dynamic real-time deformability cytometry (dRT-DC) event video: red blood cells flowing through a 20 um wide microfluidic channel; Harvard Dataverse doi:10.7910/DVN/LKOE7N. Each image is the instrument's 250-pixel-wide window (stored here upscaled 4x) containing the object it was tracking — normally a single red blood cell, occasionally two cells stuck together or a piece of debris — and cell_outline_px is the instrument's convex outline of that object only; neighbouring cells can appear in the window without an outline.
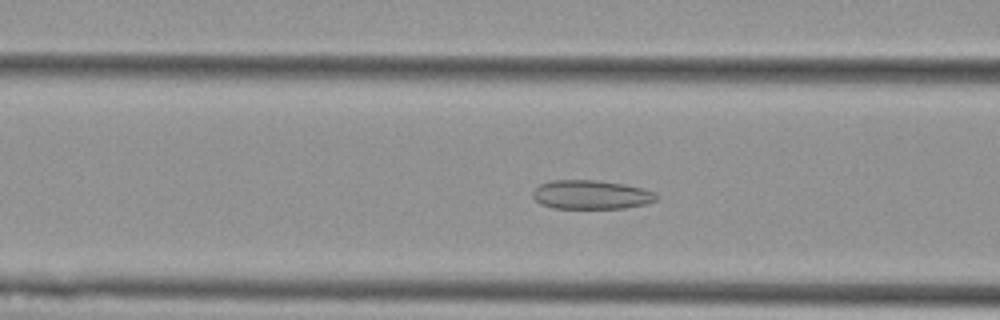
{"species": "Egyptian fruit bat (a non-hibernating species)", "species_latin": "Rousettus aegyptiacus", "temperature_condition": "cold", "stored_images_in_passage": 46, "camera_frame_rate_fps": 3000, "um_per_image_px": 0.085, "animal": {"sex": "female"}, "frame": {"image": 1, "passage_image": 13, "time_ms": 4.0, "image_size_px": [1000, 320], "cell_outline_px": [[660, 196], [656, 200], [648, 204], [624, 208], [552, 208], [540, 204], [532, 196], [532, 192], [540, 184], [552, 180], [596, 180], [624, 184], [644, 188], [656, 192]], "centroid_in_image_um": [50.29, 16.55], "position_along_channel_um": 116.3, "area_um2": 21.1}}
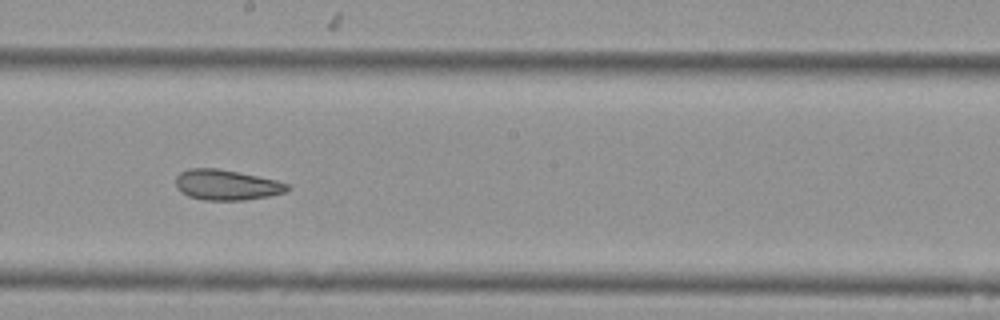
{"frame": {"image": 2, "passage_image": 22, "time_ms": 7.0, "image_size_px": [1000, 320], "cell_outline_px": [[292, 188], [284, 192], [268, 196], [244, 200], [204, 200], [188, 196], [180, 192], [176, 188], [176, 176], [180, 172], [188, 168], [216, 168], [240, 172], [276, 180], [288, 184]], "centroid_in_image_um": [19.23, 15.71], "position_along_channel_um": 229.0, "area_um2": 19.88}}
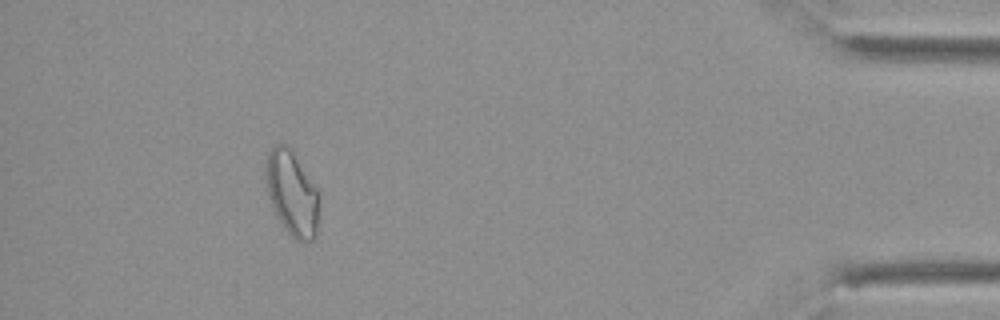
{"frame": {"image": 3, "passage_image": 41, "time_ms": 13.333, "image_size_px": [1000, 320], "cell_outline_px": [[320, 204], [316, 236], [308, 244], [296, 240], [284, 228], [272, 204], [268, 192], [264, 176], [264, 172], [268, 152], [272, 144], [284, 144], [292, 148], [320, 192]], "centroid_in_image_um": [24.85, 16.4], "position_along_channel_um": 410.3, "area_um2": 26.99}, "authors_computed_cell_mechanics": {"area_um2": 22.6865, "velocity_mm_per_s": 3.7587, "shape_relaxation_time_tau1_ms": null, "shape_relaxation_time_tau2_ms": 3.1857, "deformation_change_tau1": null, "deformation_change_tau2": 0.0924}}